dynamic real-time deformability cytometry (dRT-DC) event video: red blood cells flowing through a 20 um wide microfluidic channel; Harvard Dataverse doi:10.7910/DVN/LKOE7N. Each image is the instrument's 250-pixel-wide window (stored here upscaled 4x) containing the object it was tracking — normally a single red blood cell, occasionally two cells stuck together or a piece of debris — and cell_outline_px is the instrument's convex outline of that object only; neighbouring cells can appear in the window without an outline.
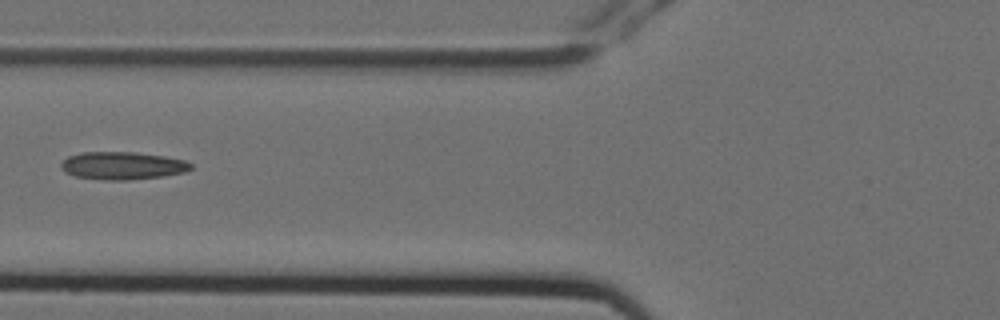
{"species": "Egyptian fruit bat (a non-hibernating species)", "species_latin": "Rousettus aegyptiacus", "temperature_condition": "cold", "stored_images_in_passage": 5, "camera_frame_rate_fps": 3000, "um_per_image_px": 0.085, "animal": {"sex": "female"}, "frame": {"image": 1, "passage_image": 5, "time_ms": 1.333, "image_size_px": [1000, 320], "cell_outline_px": [[192, 168], [184, 172], [164, 176], [128, 180], [104, 180], [76, 176], [64, 172], [60, 168], [60, 164], [68, 156], [80, 152], [136, 152], [164, 156], [184, 160], [192, 164]], "centroid_in_image_um": [10.39, 14.08], "position_along_channel_um": 115.4, "area_um2": 21.04}}